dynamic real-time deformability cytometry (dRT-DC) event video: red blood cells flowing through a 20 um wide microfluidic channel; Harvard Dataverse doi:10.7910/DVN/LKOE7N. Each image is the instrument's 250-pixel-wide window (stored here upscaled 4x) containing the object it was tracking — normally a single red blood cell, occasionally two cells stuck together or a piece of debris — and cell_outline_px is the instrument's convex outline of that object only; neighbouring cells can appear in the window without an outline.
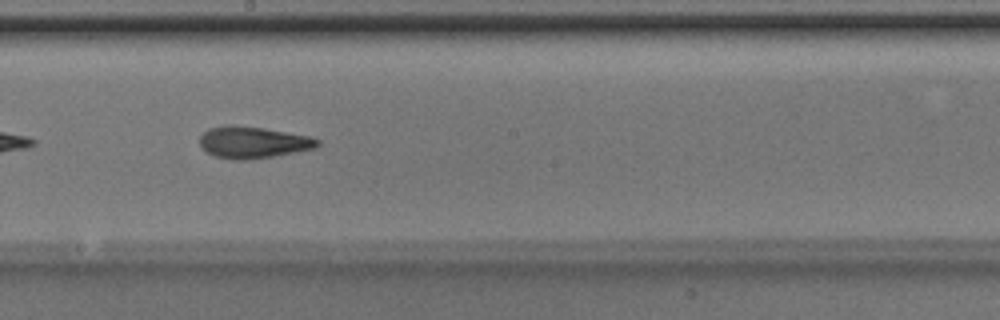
{"species": "Egyptian fruit bat (a non-hibernating species)", "species_latin": "Rousettus aegyptiacus", "temperature_condition": "room temperature", "stored_images_in_passage": 46, "camera_frame_rate_fps": 3000, "um_per_image_px": 0.085, "animal": {"sex": "male"}, "frame": {"image": 1, "passage_image": 27, "time_ms": 8.667, "image_size_px": [1000, 320], "cell_outline_px": [[320, 144], [316, 148], [272, 156], [244, 160], [236, 160], [216, 156], [200, 148], [200, 136], [208, 128], [228, 124], [264, 128], [308, 136], [320, 140]], "centroid_in_image_um": [21.48, 12.09], "position_along_channel_um": 226.7, "area_um2": 21.62}, "authors_computed_cell_mechanics": {"area_um2": 21.0392, "velocity_mm_per_s": 4.223, "shape_relaxation_time_tau1_ms": 3.5665, "shape_relaxation_time_tau2_ms": 2.2621, "deformation_change_tau1": 0.1672, "deformation_change_tau2": 0.1224}}